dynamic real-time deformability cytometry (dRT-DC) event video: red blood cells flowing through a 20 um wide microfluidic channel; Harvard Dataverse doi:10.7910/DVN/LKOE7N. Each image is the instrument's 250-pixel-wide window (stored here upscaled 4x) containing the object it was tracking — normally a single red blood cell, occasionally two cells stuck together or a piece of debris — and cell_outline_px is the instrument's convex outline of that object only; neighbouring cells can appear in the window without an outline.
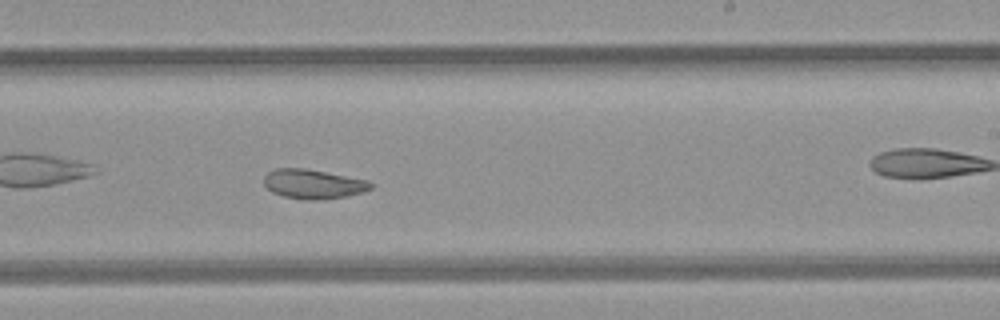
{"species": "common noctule bat (a hibernating species)", "species_latin": "Nyctalus noctula", "temperature_condition": "room temperature", "stored_images_in_passage": 36, "camera_frame_rate_fps": 3000, "um_per_image_px": 0.085, "animal": {"sex": "female", "body_mass_g": 21.9}, "frame": {"image": 1, "passage_image": 16, "time_ms": 5.0, "image_size_px": [1000, 320], "cell_outline_px": [[372, 188], [360, 192], [344, 196], [324, 200], [304, 200], [284, 196], [272, 192], [264, 184], [264, 176], [268, 172], [276, 168], [304, 168], [368, 180], [372, 184]], "centroid_in_image_um": [26.59, 15.64], "position_along_channel_um": 262.4, "area_um2": 18.15}}